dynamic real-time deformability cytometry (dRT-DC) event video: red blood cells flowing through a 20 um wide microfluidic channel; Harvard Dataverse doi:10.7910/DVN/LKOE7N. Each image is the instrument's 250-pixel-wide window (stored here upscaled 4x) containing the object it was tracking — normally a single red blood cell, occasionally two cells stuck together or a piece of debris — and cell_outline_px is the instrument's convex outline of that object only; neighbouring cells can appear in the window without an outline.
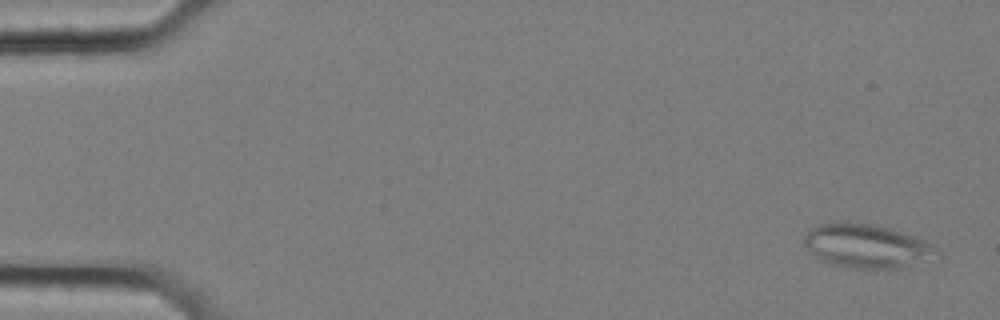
{"species": "common noctule bat (a hibernating species)", "species_latin": "Nyctalus noctula", "temperature_condition": "cold", "stored_images_in_passage": 22, "camera_frame_rate_fps": 3000, "um_per_image_px": 0.085, "animal": {"sex": "female", "body_mass_g": 25.1}, "frame": {"image": 1, "passage_image": 3, "time_ms": 0.667, "image_size_px": [1000, 320], "cell_outline_px": [[944, 256], [940, 260], [900, 268], [848, 268], [832, 264], [820, 260], [804, 244], [804, 236], [816, 224], [844, 220], [872, 224], [888, 228], [936, 244], [944, 252]], "centroid_in_image_um": [73.82, 20.92], "position_along_channel_um": 11.2, "area_um2": 34.97}}
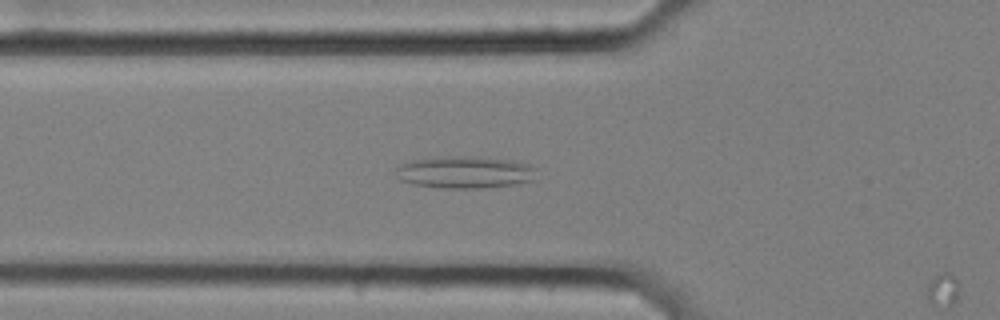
{"frame": {"image": 2, "passage_image": 21, "time_ms": 6.667, "image_size_px": [1000, 320], "cell_outline_px": [[536, 168], [532, 180], [516, 184], [480, 188], [440, 188], [412, 184], [400, 180], [392, 172], [400, 164], [412, 160], [456, 156], [472, 156], [516, 160], [528, 164]], "centroid_in_image_um": [39.48, 14.64], "position_along_channel_um": 86.3, "area_um2": 26.47}}